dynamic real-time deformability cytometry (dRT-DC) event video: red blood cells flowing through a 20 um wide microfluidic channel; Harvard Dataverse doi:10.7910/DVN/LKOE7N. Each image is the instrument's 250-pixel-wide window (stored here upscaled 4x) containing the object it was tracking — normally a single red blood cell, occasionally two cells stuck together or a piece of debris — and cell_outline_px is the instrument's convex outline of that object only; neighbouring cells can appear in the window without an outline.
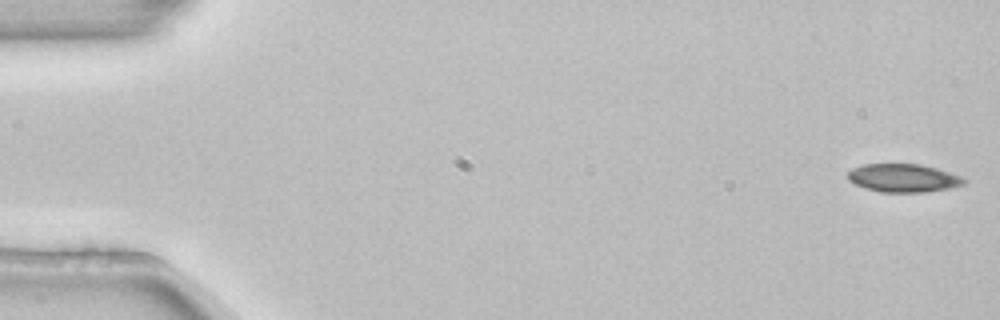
{"species": "common noctule bat (a hibernating species)", "species_latin": "Nyctalus noctula", "temperature_condition": "room temperature", "stored_images_in_passage": 4, "camera_frame_rate_fps": 3000, "um_per_image_px": 0.085, "animal": {"sex": "female", "body_mass_g": 22.7, "forearm_length_mm": 54.2}, "frame": {"image": 1, "passage_image": 1, "time_ms": 0.0, "image_size_px": [1000, 320], "cell_outline_px": [[968, 180], [964, 184], [952, 188], [924, 192], [880, 192], [856, 184], [848, 180], [848, 172], [852, 168], [864, 164], [920, 164], [936, 168], [960, 176]], "centroid_in_image_um": [76.8, 15.13], "position_along_channel_um": 8.2, "area_um2": 19.02}}
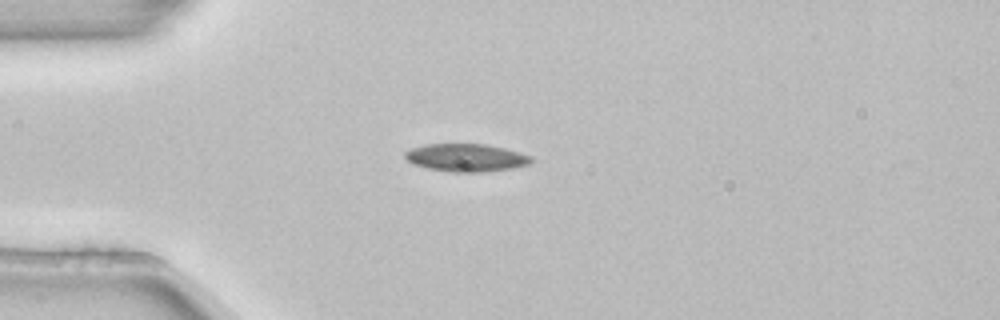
{"frame": {"image": 2, "passage_image": 4, "time_ms": 1.0, "image_size_px": [1000, 320], "cell_outline_px": [[532, 160], [528, 164], [512, 168], [484, 172], [452, 172], [428, 168], [412, 164], [404, 156], [404, 152], [412, 148], [424, 144], [484, 144], [504, 148], [532, 156]], "centroid_in_image_um": [39.59, 13.4], "position_along_channel_um": 45.4, "area_um2": 20.35}}